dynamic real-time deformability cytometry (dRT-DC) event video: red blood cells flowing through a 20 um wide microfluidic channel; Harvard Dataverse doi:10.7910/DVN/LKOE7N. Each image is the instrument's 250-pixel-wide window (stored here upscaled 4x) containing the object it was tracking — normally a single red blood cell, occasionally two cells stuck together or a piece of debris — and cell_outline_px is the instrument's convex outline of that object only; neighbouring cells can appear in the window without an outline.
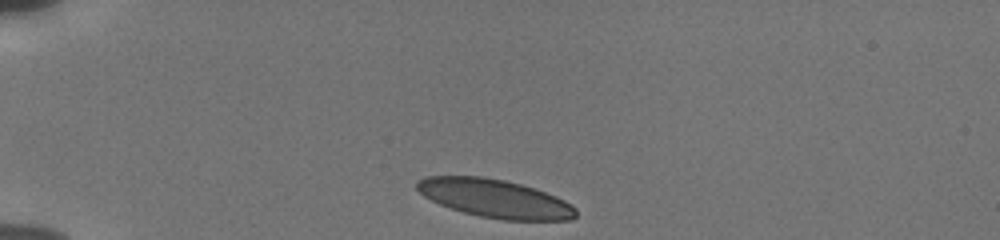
{"species": "human", "species_latin": "Homo sapiens", "temperature_condition": "cold", "stored_images_in_passage": 35, "camera_frame_rate_fps": 3000, "um_per_image_px": 0.085, "donor": {"sex": "male"}, "frame": {"image": 1, "passage_image": 1, "time_ms": 0.0, "image_size_px": [1000, 240], "cell_outline_px": [[576, 216], [568, 220], [504, 220], [480, 216], [464, 212], [440, 204], [424, 196], [416, 188], [416, 180], [428, 176], [484, 176], [504, 180], [536, 188], [556, 196], [564, 200], [576, 208]], "centroid_in_image_um": [42.07, 16.86], "position_along_channel_um": 42.9, "area_um2": 35.37}}
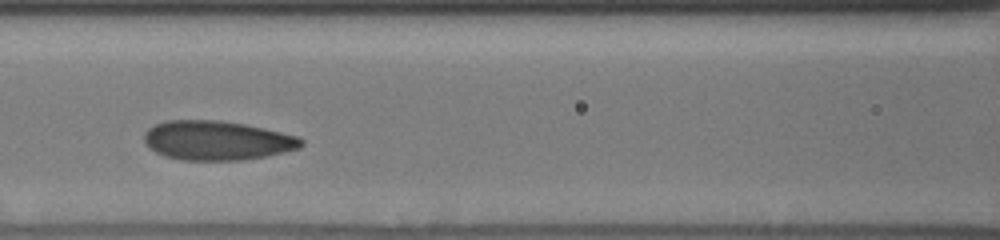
{"frame": {"image": 2, "passage_image": 13, "time_ms": 4.0, "image_size_px": [1000, 240], "cell_outline_px": [[304, 144], [300, 148], [268, 156], [240, 160], [180, 160], [164, 156], [156, 152], [144, 140], [144, 132], [148, 128], [156, 124], [168, 120], [220, 120], [244, 124], [264, 128], [296, 136], [304, 140]], "centroid_in_image_um": [18.45, 11.94], "position_along_channel_um": 148.1, "area_um2": 35.95}}
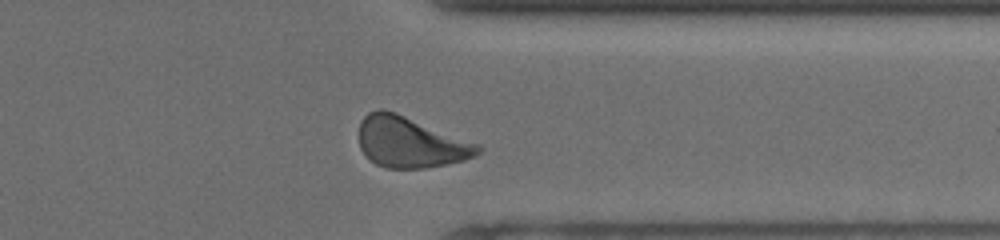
{"frame": {"image": 3, "passage_image": 31, "time_ms": 10.0, "image_size_px": [1000, 240], "cell_outline_px": [[484, 148], [476, 156], [464, 160], [448, 164], [424, 168], [388, 168], [376, 164], [360, 148], [360, 120], [368, 112], [380, 108], [396, 112], [480, 144]], "centroid_in_image_um": [34.92, 12.08], "position_along_channel_um": 376.5, "area_um2": 35.26}, "authors_computed_cell_mechanics": {"area_um2": 35.3736, "velocity_mm_per_s": 3.8143, "shape_relaxation_time_tau1_ms": 3.2474, "shape_relaxation_time_tau2_ms": 0.8639, "deformation_change_tau1": 0.1171, "deformation_change_tau2": 0.0673}}